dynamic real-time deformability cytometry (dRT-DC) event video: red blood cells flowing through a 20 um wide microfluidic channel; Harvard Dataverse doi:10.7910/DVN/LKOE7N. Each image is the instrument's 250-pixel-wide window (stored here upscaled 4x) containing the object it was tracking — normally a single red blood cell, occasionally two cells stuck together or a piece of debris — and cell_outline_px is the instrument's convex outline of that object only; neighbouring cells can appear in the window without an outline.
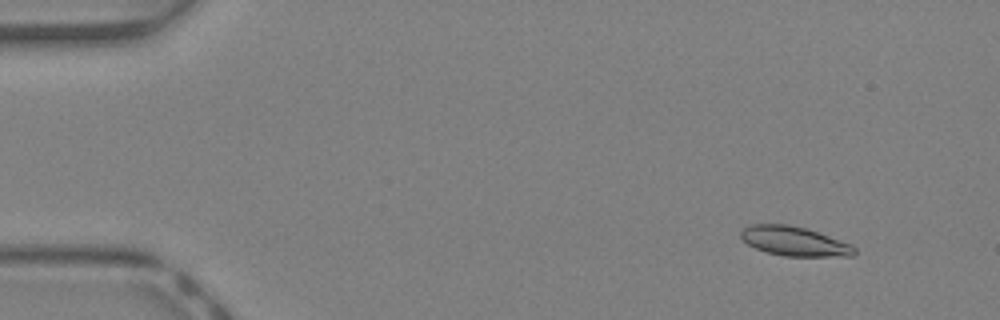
{"species": "Egyptian fruit bat (a non-hibernating species)", "species_latin": "Rousettus aegyptiacus", "temperature_condition": "warm", "stored_images_in_passage": 43, "segment_of_instrument_passage": [1, 2], "camera_frame_rate_fps": 3000, "um_per_image_px": 0.085, "animal": {"sex": "female"}, "frame": {"image": 1, "passage_image": 5, "time_ms": 1.333, "image_size_px": [1000, 320], "cell_outline_px": [[856, 252], [852, 256], [784, 256], [768, 252], [756, 248], [748, 244], [740, 236], [740, 232], [748, 224], [788, 224], [804, 228], [828, 236], [848, 244], [856, 248]], "centroid_in_image_um": [67.47, 20.5], "position_along_channel_um": 17.5, "area_um2": 19.07}}
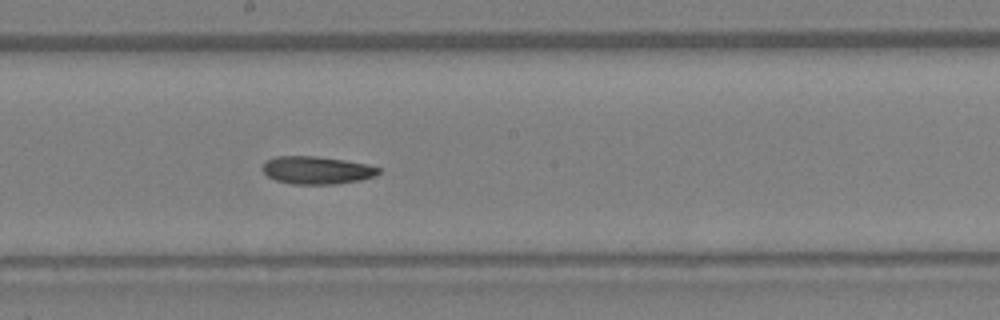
{"frame": {"image": 2, "passage_image": 24, "time_ms": 7.667, "image_size_px": [1000, 320], "cell_outline_px": [[380, 172], [376, 176], [360, 180], [336, 184], [292, 184], [276, 180], [268, 176], [264, 172], [264, 164], [268, 160], [276, 156], [316, 156], [344, 160], [368, 164], [380, 168]], "centroid_in_image_um": [26.97, 14.47], "position_along_channel_um": 221.2, "area_um2": 18.67}}
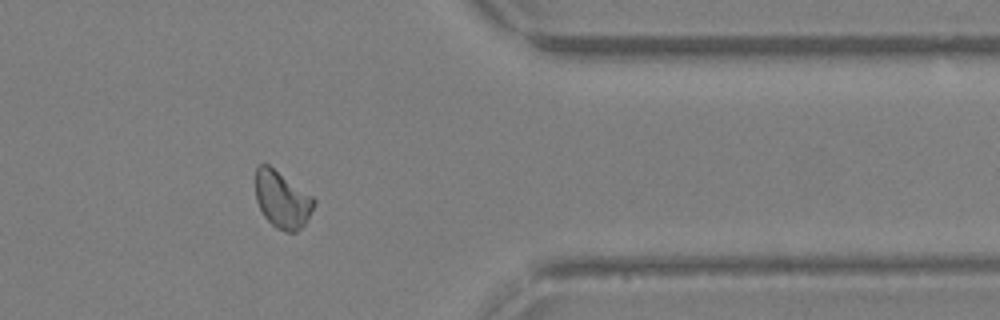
{"frame": {"image": 3, "passage_image": 35, "time_ms": 11.333, "image_size_px": [1000, 320], "cell_outline_px": [[316, 204], [304, 224], [296, 232], [284, 232], [276, 228], [264, 216], [256, 200], [256, 168], [260, 164], [268, 164], [312, 196], [316, 200]], "centroid_in_image_um": [23.98, 16.98], "position_along_channel_um": 387.4, "area_um2": 19.19}}